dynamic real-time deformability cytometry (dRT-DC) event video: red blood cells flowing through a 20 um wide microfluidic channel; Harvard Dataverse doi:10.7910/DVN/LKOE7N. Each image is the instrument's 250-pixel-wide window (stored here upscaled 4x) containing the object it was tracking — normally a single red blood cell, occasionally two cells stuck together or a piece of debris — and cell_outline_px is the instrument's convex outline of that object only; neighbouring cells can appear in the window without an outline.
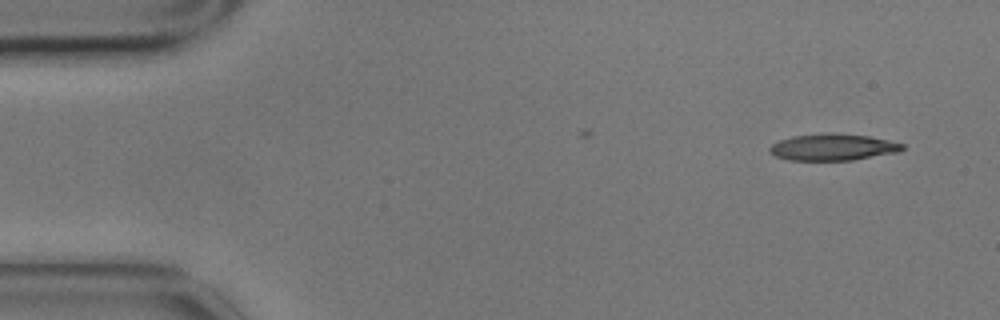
{"species": "common noctule bat (a hibernating species)", "species_latin": "Nyctalus noctula", "temperature_condition": "cold", "stored_images_in_passage": 5, "camera_frame_rate_fps": 3000, "um_per_image_px": 0.085, "animal": {"sex": "male", "body_mass_g": 17.9}, "frame": {"image": 1, "passage_image": 1, "time_ms": 0.0, "image_size_px": [1000, 320], "cell_outline_px": [[904, 148], [900, 152], [852, 160], [788, 160], [772, 156], [768, 152], [768, 148], [772, 144], [780, 140], [792, 136], [828, 132], [832, 132], [868, 136], [888, 140], [904, 144]], "centroid_in_image_um": [70.76, 12.51], "position_along_channel_um": 14.2, "area_um2": 20.87}}